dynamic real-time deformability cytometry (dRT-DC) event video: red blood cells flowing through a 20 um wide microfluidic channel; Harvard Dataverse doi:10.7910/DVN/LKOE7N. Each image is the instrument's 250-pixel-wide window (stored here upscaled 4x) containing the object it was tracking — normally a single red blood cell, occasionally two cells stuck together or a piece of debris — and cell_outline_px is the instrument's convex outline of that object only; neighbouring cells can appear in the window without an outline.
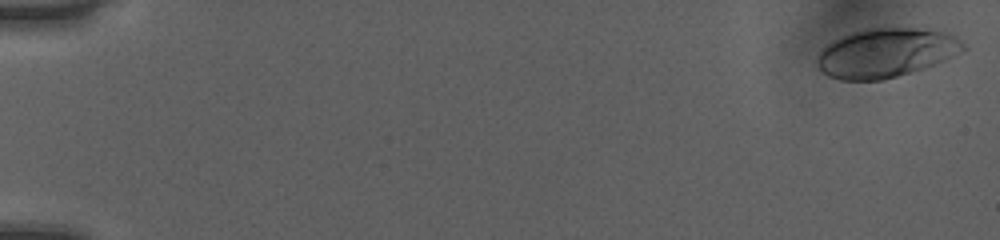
{"species": "human", "species_latin": "Homo sapiens", "temperature_condition": "room temperature", "stored_images_in_passage": 51, "camera_frame_rate_fps": 3000, "um_per_image_px": 0.085, "donor": {"sex": "female"}, "frame": {"image": 1, "passage_image": 1, "time_ms": 0.0, "image_size_px": [1000, 240], "cell_outline_px": [[968, 48], [944, 60], [884, 80], [840, 80], [828, 76], [820, 72], [816, 68], [816, 60], [820, 52], [828, 44], [852, 32], [864, 28], [916, 28], [944, 32], [956, 36]], "centroid_in_image_um": [75.27, 4.49], "position_along_channel_um": 9.7, "area_um2": 41.44}}
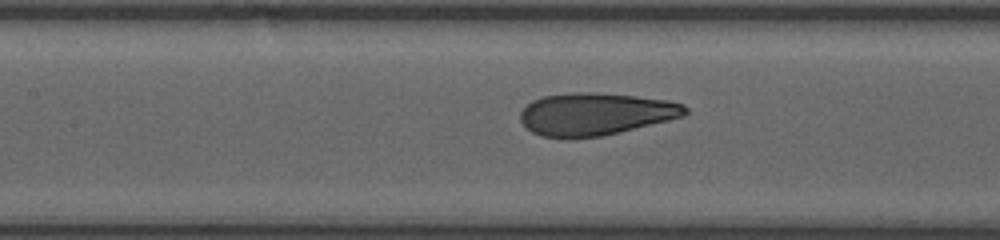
{"frame": {"image": 2, "passage_image": 25, "time_ms": 8.0, "image_size_px": [1000, 240], "cell_outline_px": [[688, 112], [684, 116], [620, 132], [600, 136], [568, 140], [540, 136], [532, 132], [520, 120], [520, 112], [532, 100], [544, 96], [572, 92], [596, 92], [636, 96], [668, 100], [684, 104], [688, 108]], "centroid_in_image_um": [50.6, 9.7], "position_along_channel_um": 156.8, "area_um2": 41.15}}
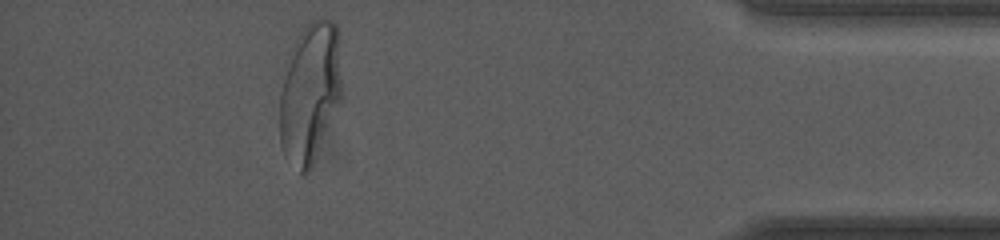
{"frame": {"image": 3, "passage_image": 47, "time_ms": 15.333, "image_size_px": [1000, 240], "cell_outline_px": [[344, 96], [312, 164], [308, 172], [300, 172], [284, 152], [280, 144], [280, 96], [284, 64], [288, 52], [300, 32], [312, 20], [324, 16], [332, 20], [336, 24], [340, 32]], "centroid_in_image_um": [26.4, 7.74], "position_along_channel_um": 408.8, "area_um2": 52.08}, "authors_computed_cell_mechanics": {"area_um2": 41.616, "velocity_mm_per_s": 4.0132, "shape_relaxation_time_tau1_ms": 5.0847, "shape_relaxation_time_tau2_ms": null, "deformation_change_tau1": 0.2338, "deformation_change_tau2": null}}